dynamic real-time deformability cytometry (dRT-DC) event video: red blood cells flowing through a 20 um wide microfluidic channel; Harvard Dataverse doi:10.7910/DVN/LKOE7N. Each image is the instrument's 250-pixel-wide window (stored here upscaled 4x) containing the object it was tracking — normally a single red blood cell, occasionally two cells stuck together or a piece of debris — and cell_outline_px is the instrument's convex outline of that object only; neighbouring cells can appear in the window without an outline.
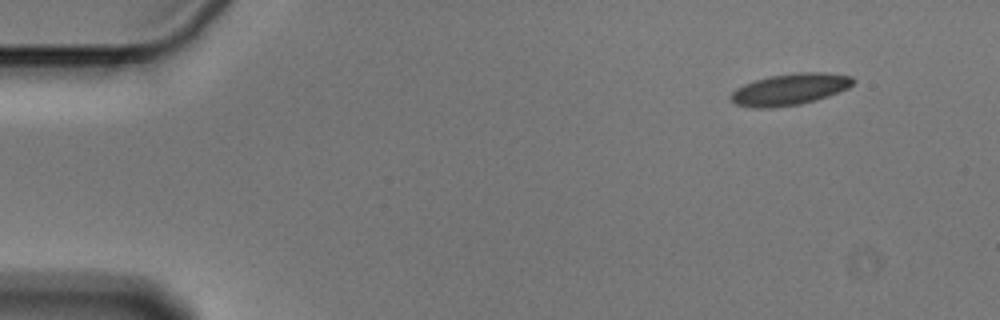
{"species": "Egyptian fruit bat (a non-hibernating species)", "species_latin": "Rousettus aegyptiacus", "temperature_condition": "cold", "stored_images_in_passage": 51, "camera_frame_rate_fps": 3000, "um_per_image_px": 0.085, "animal": {"sex": "male"}, "frame": {"image": 1, "passage_image": 1, "time_ms": 0.0, "image_size_px": [1000, 320], "cell_outline_px": [[856, 80], [848, 88], [828, 96], [816, 100], [800, 104], [772, 108], [752, 108], [736, 104], [728, 96], [736, 88], [744, 84], [768, 76], [796, 72], [824, 72], [852, 76]], "centroid_in_image_um": [67.13, 7.59], "position_along_channel_um": 17.9, "area_um2": 22.6}}
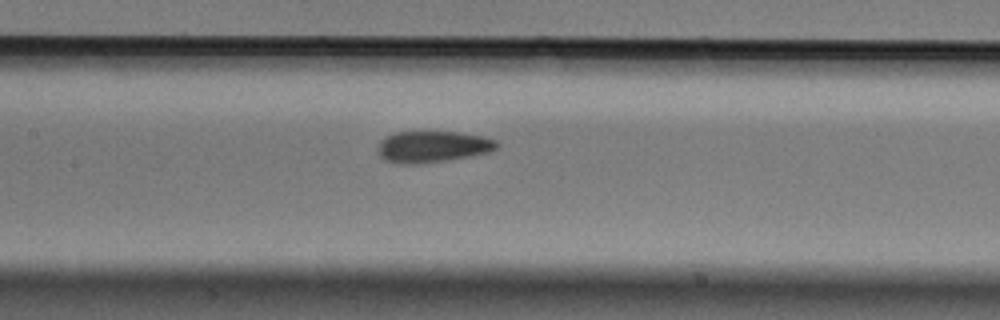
{"frame": {"image": 2, "passage_image": 22, "time_ms": 7.0, "image_size_px": [1000, 320], "cell_outline_px": [[500, 144], [496, 148], [488, 152], [468, 156], [444, 160], [416, 164], [400, 164], [384, 160], [376, 152], [376, 148], [380, 140], [384, 136], [396, 132], [460, 132], [484, 136], [496, 140]], "centroid_in_image_um": [36.71, 12.46], "position_along_channel_um": 170.7, "area_um2": 21.91}}
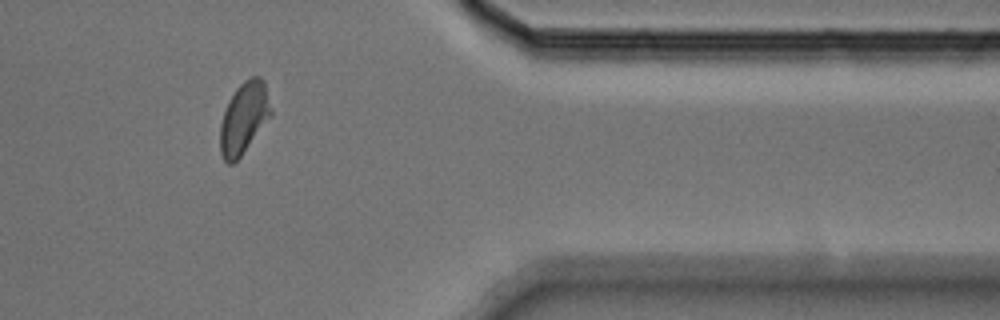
{"frame": {"image": 3, "passage_image": 42, "time_ms": 13.667, "image_size_px": [1000, 320], "cell_outline_px": [[272, 116], [240, 156], [232, 164], [228, 164], [224, 160], [220, 152], [220, 124], [228, 100], [236, 88], [244, 80], [252, 76], [260, 76], [264, 80], [272, 112]], "centroid_in_image_um": [20.74, 10.0], "position_along_channel_um": 390.7, "area_um2": 21.15}, "authors_computed_cell_mechanics": {"area_um2": 21.7906, "velocity_mm_per_s": 3.5883, "shape_relaxation_time_tau1_ms": 4.3379, "shape_relaxation_time_tau2_ms": 3.0595, "deformation_change_tau1": 0.1079, "deformation_change_tau2": 0.0772}}